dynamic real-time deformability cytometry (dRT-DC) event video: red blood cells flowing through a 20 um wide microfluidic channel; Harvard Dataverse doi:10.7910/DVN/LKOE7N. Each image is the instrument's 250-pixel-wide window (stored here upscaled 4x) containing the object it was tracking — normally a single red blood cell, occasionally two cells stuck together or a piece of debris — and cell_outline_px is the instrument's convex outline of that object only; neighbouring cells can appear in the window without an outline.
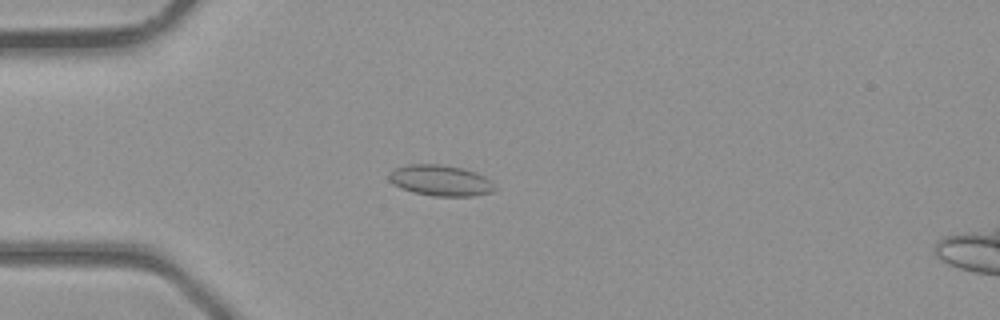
{"species": "common noctule bat (a hibernating species)", "species_latin": "Nyctalus noctula", "temperature_condition": "room temperature", "stored_images_in_passage": 30, "camera_frame_rate_fps": 3000, "um_per_image_px": 0.085, "animal": {"sex": "male", "body_mass_g": 23.1, "forearm_length_mm": 52.7}, "frame": {"image": 1, "passage_image": 1, "time_ms": 0.0, "image_size_px": [1000, 320], "cell_outline_px": [[496, 188], [492, 192], [472, 196], [432, 196], [412, 192], [400, 188], [392, 184], [388, 180], [388, 176], [396, 168], [408, 164], [440, 164], [464, 168], [476, 172], [484, 176]], "centroid_in_image_um": [37.41, 15.34], "position_along_channel_um": 47.6, "area_um2": 19.07}}
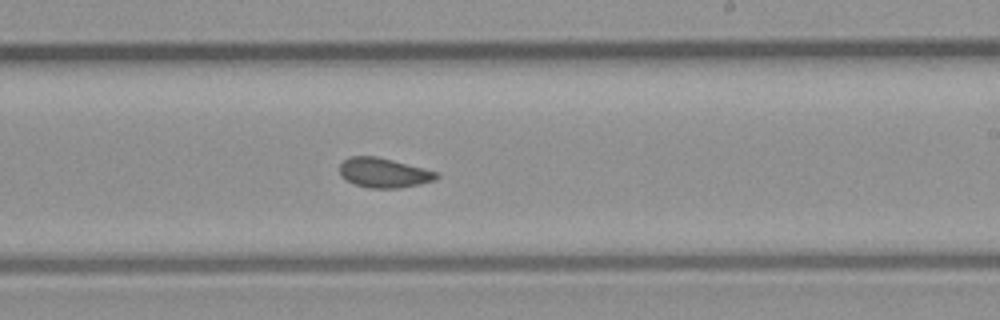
{"frame": {"image": 2, "passage_image": 14, "time_ms": 4.333, "image_size_px": [1000, 320], "cell_outline_px": [[440, 176], [436, 180], [420, 184], [400, 188], [368, 188], [352, 184], [340, 176], [340, 164], [348, 156], [376, 156], [440, 172]], "centroid_in_image_um": [32.63, 14.69], "position_along_channel_um": 256.4, "area_um2": 16.99}}
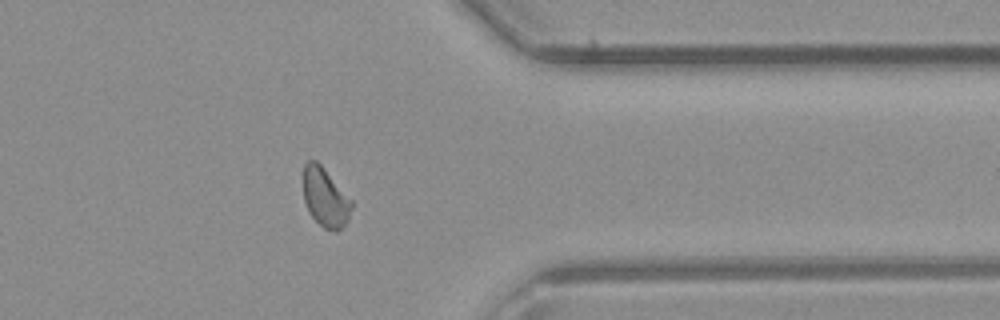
{"frame": {"image": 3, "passage_image": 22, "time_ms": 7.0, "image_size_px": [1000, 320], "cell_outline_px": [[352, 208], [348, 220], [336, 232], [324, 228], [312, 216], [304, 200], [304, 164], [308, 160], [316, 160], [320, 164], [352, 200]], "centroid_in_image_um": [27.66, 16.78], "position_along_channel_um": 383.7, "area_um2": 16.3}}